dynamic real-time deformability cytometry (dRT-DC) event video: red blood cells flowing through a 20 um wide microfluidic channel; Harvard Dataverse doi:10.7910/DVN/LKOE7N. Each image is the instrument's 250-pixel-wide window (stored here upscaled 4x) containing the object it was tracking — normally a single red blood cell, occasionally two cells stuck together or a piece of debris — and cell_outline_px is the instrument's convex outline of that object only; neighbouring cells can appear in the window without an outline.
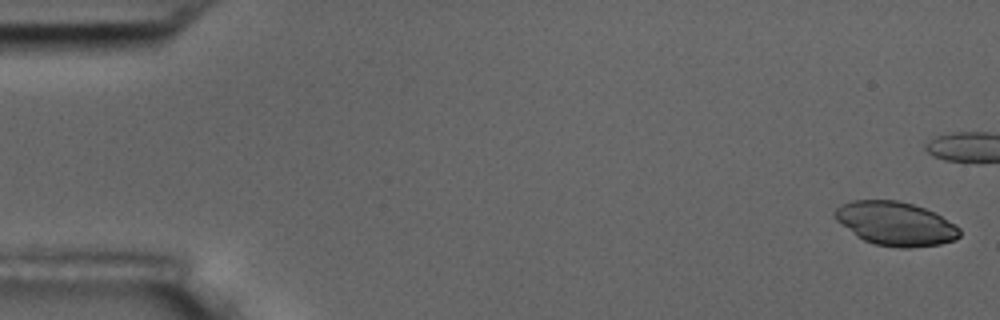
{"species": "common noctule bat (a hibernating species)", "species_latin": "Nyctalus noctula", "temperature_condition": "room temperature", "stored_images_in_passage": 10, "camera_frame_rate_fps": 3000, "um_per_image_px": 0.085, "animal": {"sex": "male", "body_mass_g": 17.5, "forearm_length_mm": 52.3}, "frame": {"image": 1, "passage_image": 1, "time_ms": 0.0, "image_size_px": [1000, 320], "cell_outline_px": [[960, 236], [956, 240], [940, 244], [908, 248], [900, 248], [876, 244], [864, 240], [856, 236], [836, 220], [832, 212], [836, 208], [852, 200], [896, 200], [912, 204], [924, 208], [940, 216], [960, 228]], "centroid_in_image_um": [76.1, 19.01], "position_along_channel_um": 8.9, "area_um2": 31.62}}
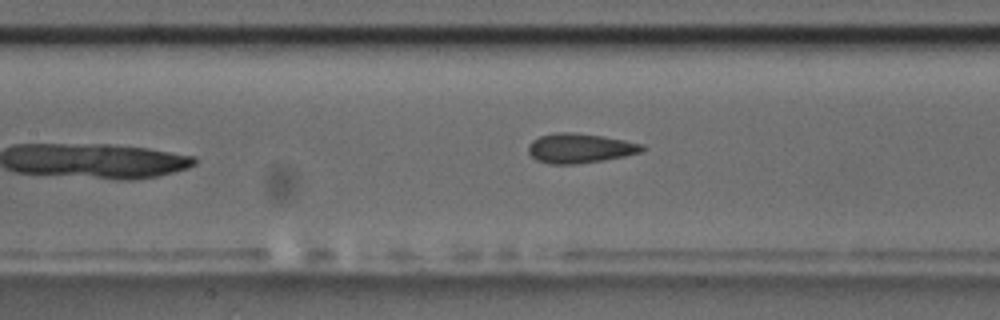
{"frame": {"image": 2, "passage_image": 9, "time_ms": 9.333, "image_size_px": [1000, 320], "cell_outline_px": [[648, 148], [640, 152], [624, 156], [604, 160], [576, 164], [552, 164], [536, 160], [528, 152], [528, 144], [532, 140], [540, 136], [556, 132], [572, 132], [600, 136], [624, 140], [644, 144]], "centroid_in_image_um": [49.29, 12.6], "position_along_channel_um": 158.1, "area_um2": 19.65}}
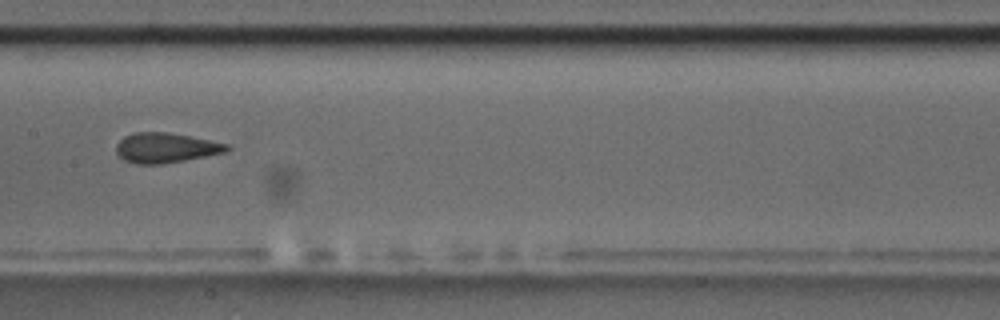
{"frame": {"image": 3, "passage_image": 10, "time_ms": 10.333, "image_size_px": [1000, 320], "cell_outline_px": [[232, 148], [224, 152], [184, 160], [160, 164], [136, 164], [124, 160], [116, 152], [116, 144], [124, 136], [136, 132], [168, 132], [228, 144]], "centroid_in_image_um": [14.05, 12.56], "position_along_channel_um": 193.4, "area_um2": 19.07}}